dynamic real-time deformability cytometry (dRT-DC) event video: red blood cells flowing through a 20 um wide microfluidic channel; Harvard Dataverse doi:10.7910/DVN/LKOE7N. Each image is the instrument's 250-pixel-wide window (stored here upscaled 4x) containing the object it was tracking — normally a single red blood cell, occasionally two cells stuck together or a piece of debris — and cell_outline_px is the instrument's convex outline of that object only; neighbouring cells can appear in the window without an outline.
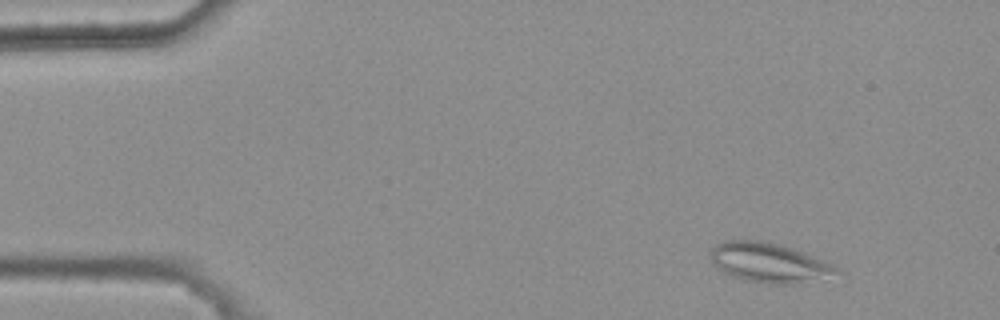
{"species": "common noctule bat (a hibernating species)", "species_latin": "Nyctalus noctula", "temperature_condition": "warm", "stored_images_in_passage": 5, "camera_frame_rate_fps": 3000, "um_per_image_px": 0.085, "animal": {"sex": "female", "body_mass_g": 25.1}, "frame": {"image": 1, "passage_image": 1, "time_ms": 0.0, "image_size_px": [1000, 320], "cell_outline_px": [[844, 272], [796, 284], [772, 284], [744, 280], [732, 276], [724, 272], [712, 260], [712, 248], [716, 244], [724, 240], [760, 240], [780, 244], [804, 252], [832, 264]], "centroid_in_image_um": [65.39, 22.32], "position_along_channel_um": 19.6, "area_um2": 28.78}}